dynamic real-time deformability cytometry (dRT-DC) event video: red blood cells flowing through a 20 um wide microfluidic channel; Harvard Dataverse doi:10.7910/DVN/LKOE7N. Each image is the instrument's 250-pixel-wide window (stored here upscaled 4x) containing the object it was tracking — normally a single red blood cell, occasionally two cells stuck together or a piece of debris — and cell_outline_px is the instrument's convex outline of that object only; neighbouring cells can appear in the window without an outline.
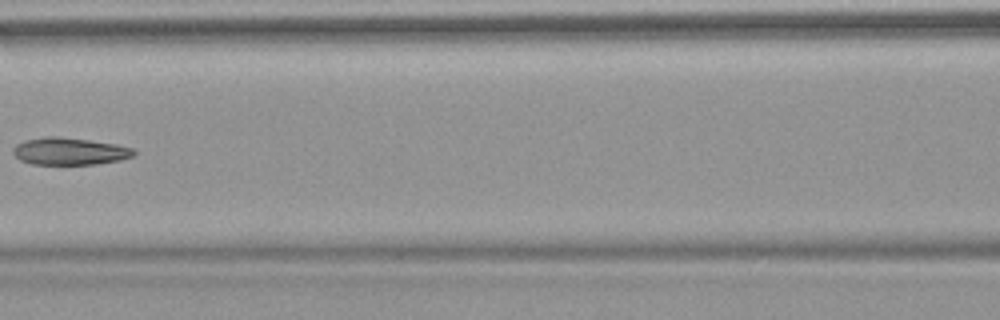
{"species": "common noctule bat (a hibernating species)", "species_latin": "Nyctalus noctula", "temperature_condition": "warm", "stored_images_in_passage": 9, "camera_frame_rate_fps": 3000, "um_per_image_px": 0.085, "animal": {"sex": "female", "body_mass_g": 18.4}, "frame": {"image": 1, "passage_image": 8, "time_ms": 9.333, "image_size_px": [1000, 320], "cell_outline_px": [[136, 152], [132, 156], [120, 160], [96, 164], [32, 164], [20, 160], [12, 152], [12, 148], [16, 144], [24, 140], [48, 136], [56, 136], [88, 140], [116, 144], [132, 148]], "centroid_in_image_um": [5.88, 12.86], "position_along_channel_um": 160.7, "area_um2": 19.07}}
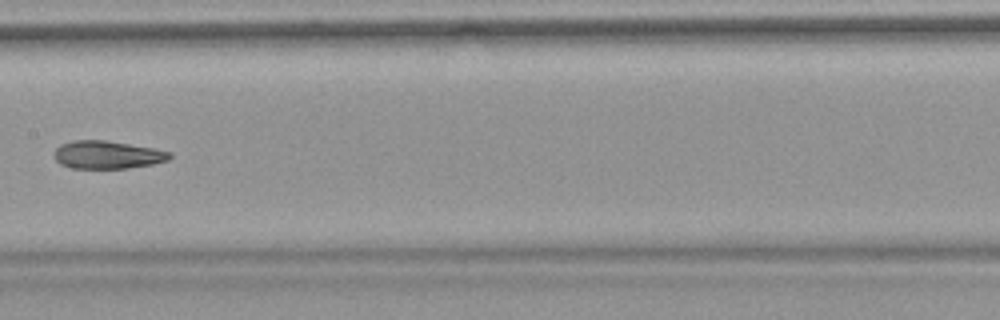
{"frame": {"image": 2, "passage_image": 9, "time_ms": 10.333, "image_size_px": [1000, 320], "cell_outline_px": [[172, 156], [168, 160], [152, 164], [128, 168], [72, 168], [60, 164], [52, 156], [52, 152], [60, 144], [72, 140], [104, 140], [152, 148], [172, 152]], "centroid_in_image_um": [9.07, 13.15], "position_along_channel_um": 198.3, "area_um2": 18.84}}